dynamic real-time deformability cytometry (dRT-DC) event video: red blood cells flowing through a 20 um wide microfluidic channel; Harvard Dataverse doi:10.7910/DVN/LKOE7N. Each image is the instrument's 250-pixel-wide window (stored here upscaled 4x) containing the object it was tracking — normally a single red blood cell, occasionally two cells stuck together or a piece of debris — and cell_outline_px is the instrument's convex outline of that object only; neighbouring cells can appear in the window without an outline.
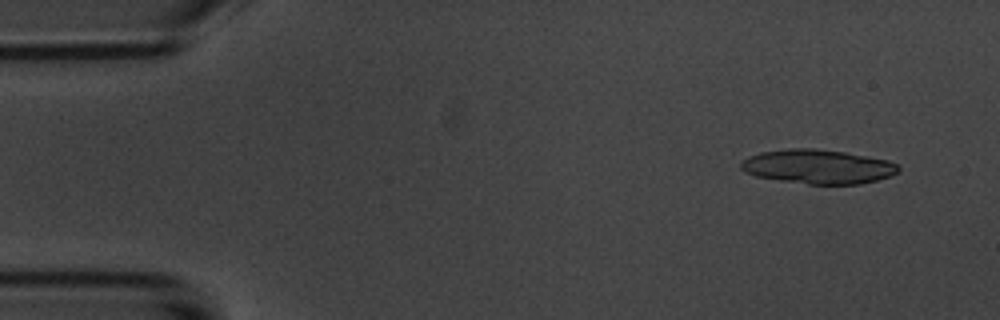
{"species": "common noctule bat (a hibernating species)", "species_latin": "Nyctalus noctula", "temperature_condition": "room temperature", "stored_images_in_passage": 3, "camera_frame_rate_fps": 3000, "um_per_image_px": 0.085, "animal": {"sex": "male", "body_mass_g": 20.1, "forearm_length_mm": 53.5}, "frame": {"image": 1, "passage_image": 1, "time_ms": 0.0, "image_size_px": [1000, 320], "cell_outline_px": [[900, 168], [892, 176], [860, 184], [808, 184], [780, 180], [756, 176], [744, 172], [740, 168], [740, 164], [748, 156], [760, 152], [788, 148], [816, 148], [844, 152], [888, 160], [896, 164]], "centroid_in_image_um": [69.5, 14.16], "position_along_channel_um": 15.5, "area_um2": 31.39}}